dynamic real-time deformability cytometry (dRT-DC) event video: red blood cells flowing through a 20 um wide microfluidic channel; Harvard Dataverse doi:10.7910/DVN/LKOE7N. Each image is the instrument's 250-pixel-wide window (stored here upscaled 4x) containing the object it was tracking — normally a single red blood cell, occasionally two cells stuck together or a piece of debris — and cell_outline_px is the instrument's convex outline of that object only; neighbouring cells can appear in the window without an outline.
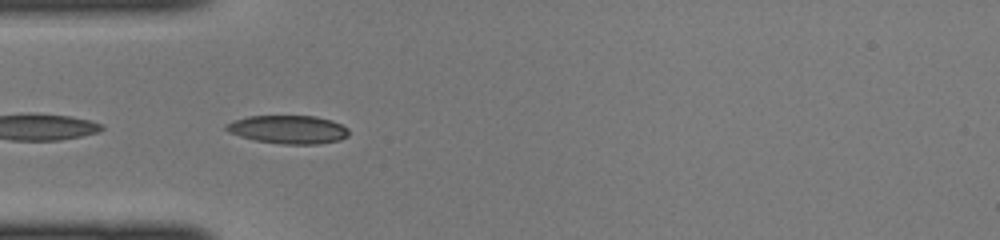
{"species": "common noctule bat (a hibernating species)", "species_latin": "Nyctalus noctula", "temperature_condition": "cold", "stored_images_in_passage": 17, "camera_frame_rate_fps": 3000, "um_per_image_px": 0.085, "animal": {"sex": "female", "body_mass_g": 22.0, "forearm_length_mm": 56.7}, "frame": {"image": 1, "passage_image": 8, "time_ms": 2.333, "image_size_px": [1000, 240], "cell_outline_px": [[348, 136], [340, 140], [316, 144], [280, 144], [256, 140], [240, 136], [228, 132], [224, 128], [224, 124], [232, 120], [248, 116], [316, 116], [332, 120], [348, 128]], "centroid_in_image_um": [24.47, 11.0], "position_along_channel_um": 60.5, "area_um2": 20.35}}